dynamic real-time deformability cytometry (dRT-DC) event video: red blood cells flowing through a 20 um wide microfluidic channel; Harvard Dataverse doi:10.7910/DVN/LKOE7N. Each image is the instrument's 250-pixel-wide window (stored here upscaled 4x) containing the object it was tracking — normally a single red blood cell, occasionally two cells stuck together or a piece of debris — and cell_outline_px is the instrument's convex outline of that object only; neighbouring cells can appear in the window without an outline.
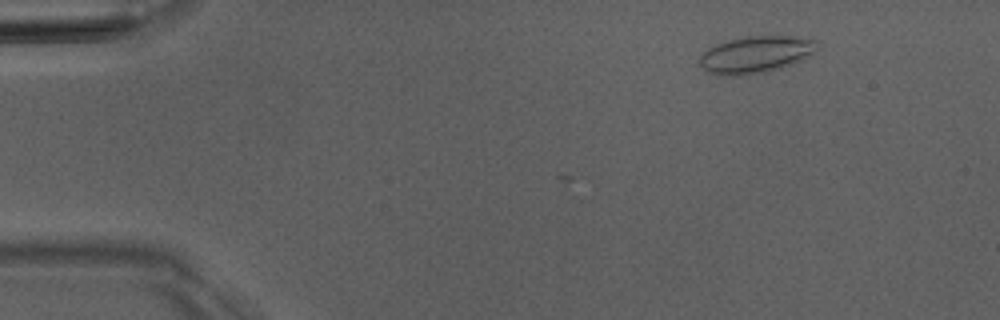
{"species": "Egyptian fruit bat (a non-hibernating species)", "species_latin": "Rousettus aegyptiacus", "temperature_condition": "room temperature", "stored_images_in_passage": 2, "camera_frame_rate_fps": 3000, "um_per_image_px": 0.085, "animal": {"sex": "male"}, "frame": {"image": 1, "passage_image": 2, "time_ms": 2.0, "image_size_px": [1000, 320], "cell_outline_px": [[820, 48], [800, 60], [792, 64], [780, 68], [764, 72], [740, 76], [720, 76], [708, 72], [700, 64], [700, 56], [708, 48], [716, 44], [728, 40], [748, 36], [788, 36], [816, 40]], "centroid_in_image_um": [64.22, 4.64], "position_along_channel_um": 20.8, "area_um2": 25.2}}